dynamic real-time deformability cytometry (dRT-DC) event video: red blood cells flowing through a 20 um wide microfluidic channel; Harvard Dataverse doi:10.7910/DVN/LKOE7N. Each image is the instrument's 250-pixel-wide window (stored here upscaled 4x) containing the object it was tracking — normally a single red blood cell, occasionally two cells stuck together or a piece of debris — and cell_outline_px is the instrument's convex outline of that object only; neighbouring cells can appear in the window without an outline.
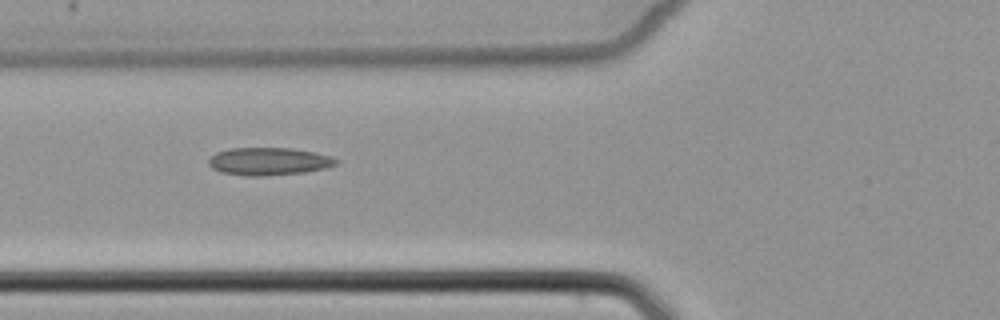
{"species": "common noctule bat (a hibernating species)", "species_latin": "Nyctalus noctula", "temperature_condition": "cold", "stored_images_in_passage": 7, "camera_frame_rate_fps": 3000, "um_per_image_px": 0.085, "animal": {"sex": "female", "body_mass_g": 22.7, "forearm_length_mm": 54.2}, "frame": {"image": 1, "passage_image": 6, "time_ms": 5.667, "image_size_px": [1000, 320], "cell_outline_px": [[340, 160], [336, 164], [324, 168], [304, 172], [264, 176], [244, 176], [220, 172], [212, 168], [208, 164], [208, 160], [216, 152], [232, 148], [292, 148], [316, 152]], "centroid_in_image_um": [22.82, 13.72], "position_along_channel_um": 103.0, "area_um2": 20.58}}
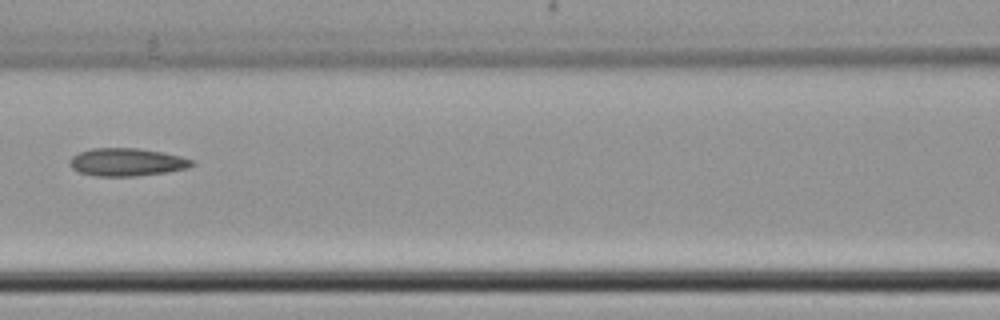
{"frame": {"image": 2, "passage_image": 7, "time_ms": 7.0, "image_size_px": [1000, 320], "cell_outline_px": [[196, 164], [188, 168], [168, 172], [136, 176], [96, 176], [80, 172], [72, 168], [68, 160], [72, 156], [80, 152], [92, 148], [136, 148], [164, 152], [196, 160]], "centroid_in_image_um": [10.83, 13.78], "position_along_channel_um": 155.8, "area_um2": 20.0}}